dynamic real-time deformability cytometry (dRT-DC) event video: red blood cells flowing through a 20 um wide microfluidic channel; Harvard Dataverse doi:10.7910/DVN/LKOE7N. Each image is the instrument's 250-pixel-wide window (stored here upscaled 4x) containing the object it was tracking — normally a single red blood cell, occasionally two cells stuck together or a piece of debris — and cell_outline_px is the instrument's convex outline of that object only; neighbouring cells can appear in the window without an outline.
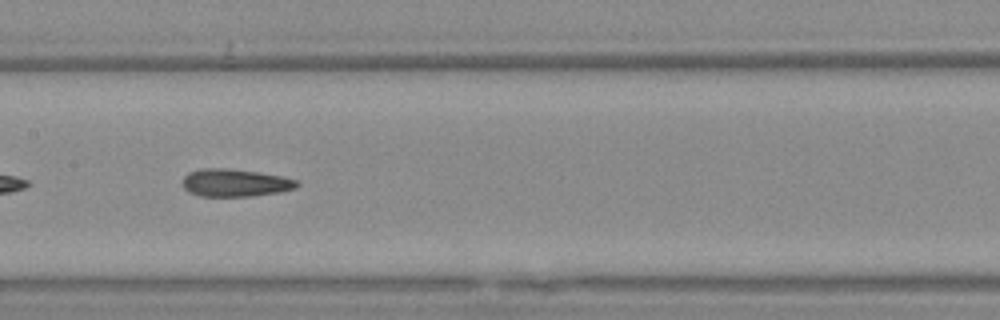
{"species": "Egyptian fruit bat (a non-hibernating species)", "species_latin": "Rousettus aegyptiacus", "temperature_condition": "warm", "stored_images_in_passage": 38, "camera_frame_rate_fps": 3000, "um_per_image_px": 0.085, "animal": {"sex": "female"}, "frame": {"image": 1, "passage_image": 11, "time_ms": 3.333, "image_size_px": [1000, 320], "cell_outline_px": [[300, 184], [296, 188], [280, 192], [252, 196], [200, 196], [188, 192], [184, 188], [184, 176], [188, 172], [204, 168], [228, 168], [284, 176], [296, 180]], "centroid_in_image_um": [20.0, 15.54], "position_along_channel_um": 187.4, "area_um2": 18.44}, "authors_computed_cell_mechanics": {"area_um2": 18.2359, "velocity_mm_per_s": 3.725, "shape_relaxation_time_tau1_ms": null, "shape_relaxation_time_tau2_ms": 2.3164, "deformation_change_tau1": null, "deformation_change_tau2": 0.1053}}